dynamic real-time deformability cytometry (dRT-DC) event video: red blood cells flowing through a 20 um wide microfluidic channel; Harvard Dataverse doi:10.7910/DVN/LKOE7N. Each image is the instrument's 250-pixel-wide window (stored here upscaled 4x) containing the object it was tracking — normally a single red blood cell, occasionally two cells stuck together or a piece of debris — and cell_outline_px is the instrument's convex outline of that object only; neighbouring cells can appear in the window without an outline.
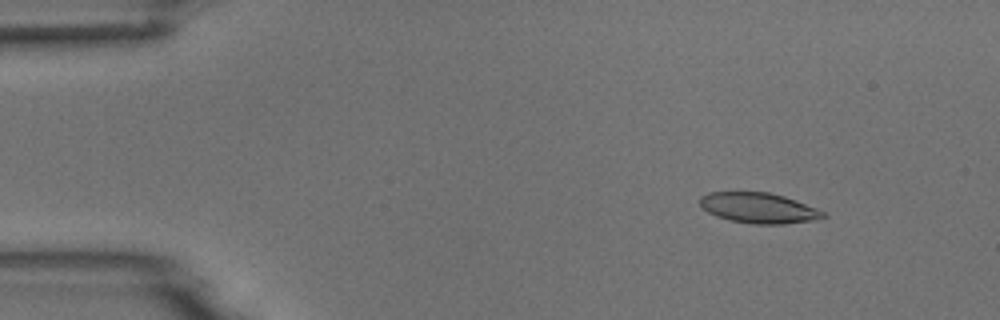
{"species": "common noctule bat (a hibernating species)", "species_latin": "Nyctalus noctula", "temperature_condition": "room temperature", "stored_images_in_passage": 7, "camera_frame_rate_fps": 3000, "um_per_image_px": 0.085, "animal": {"sex": "male", "body_mass_g": 18.8}, "frame": {"image": 1, "passage_image": 2, "time_ms": 1.0, "image_size_px": [1000, 320], "cell_outline_px": [[828, 216], [812, 220], [784, 224], [752, 224], [732, 220], [716, 216], [708, 212], [700, 204], [700, 196], [708, 192], [768, 192], [784, 196], [796, 200], [816, 208], [824, 212]], "centroid_in_image_um": [64.49, 17.67], "position_along_channel_um": 20.5, "area_um2": 21.73}}
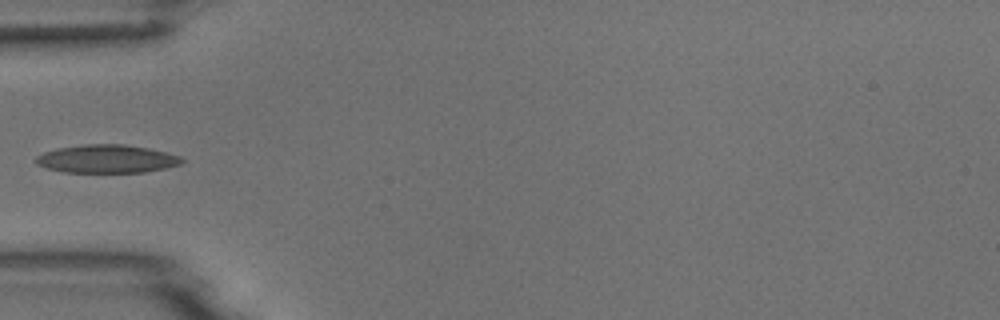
{"frame": {"image": 2, "passage_image": 5, "time_ms": 4.667, "image_size_px": [1000, 320], "cell_outline_px": [[184, 164], [144, 172], [64, 172], [48, 168], [36, 164], [32, 160], [36, 156], [44, 152], [60, 148], [84, 144], [124, 144], [148, 148], [168, 152], [180, 156], [184, 160]], "centroid_in_image_um": [9.1, 13.5], "position_along_channel_um": 75.9, "area_um2": 24.04}}